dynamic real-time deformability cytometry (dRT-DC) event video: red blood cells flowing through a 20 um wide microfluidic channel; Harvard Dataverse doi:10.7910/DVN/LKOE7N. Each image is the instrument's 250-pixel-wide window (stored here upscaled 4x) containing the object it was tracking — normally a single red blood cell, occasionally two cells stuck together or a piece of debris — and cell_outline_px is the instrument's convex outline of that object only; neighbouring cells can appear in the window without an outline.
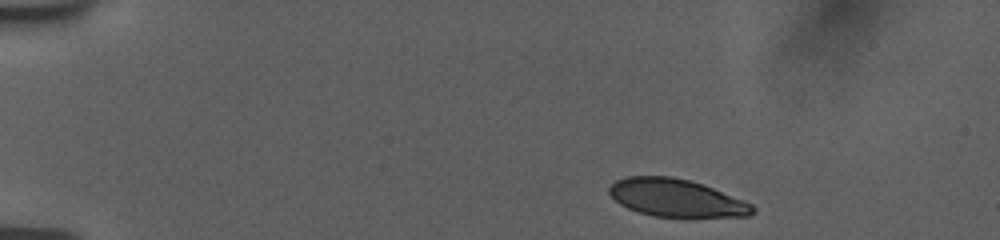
{"species": "human", "species_latin": "Homo sapiens", "temperature_condition": "room temperature", "stored_images_in_passage": 47, "camera_frame_rate_fps": 3000, "um_per_image_px": 0.085, "donor": {"sex": "female"}, "frame": {"image": 1, "passage_image": 1, "time_ms": 0.0, "image_size_px": [1000, 240], "cell_outline_px": [[756, 212], [748, 216], [656, 216], [640, 212], [628, 208], [620, 204], [608, 192], [608, 188], [616, 180], [628, 176], [672, 176], [688, 180], [712, 188], [744, 200], [752, 204], [756, 208]], "centroid_in_image_um": [57.48, 16.81], "position_along_channel_um": 27.5, "area_um2": 30.98}}
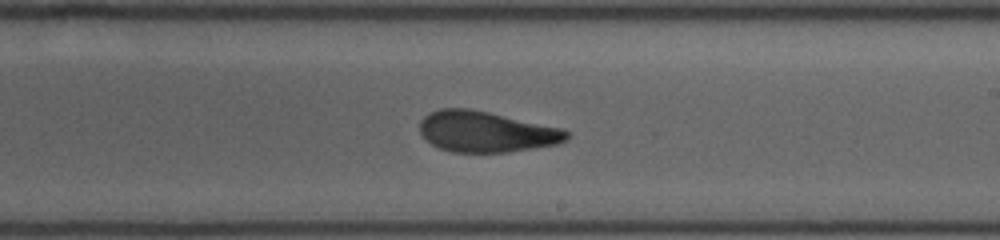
{"frame": {"image": 2, "passage_image": 26, "time_ms": 8.333, "image_size_px": [1000, 240], "cell_outline_px": [[568, 140], [556, 144], [508, 152], [452, 152], [440, 148], [432, 144], [420, 132], [420, 120], [424, 116], [440, 108], [468, 108], [488, 112], [564, 128], [568, 132]], "centroid_in_image_um": [41.33, 11.19], "position_along_channel_um": 247.7, "area_um2": 34.8}}
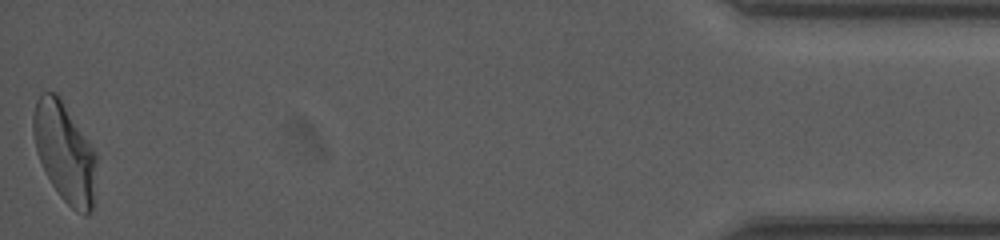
{"frame": {"image": 3, "passage_image": 47, "time_ms": 15.333, "image_size_px": [1000, 240], "cell_outline_px": [[96, 164], [92, 212], [84, 216], [76, 212], [60, 196], [52, 184], [36, 152], [32, 132], [32, 116], [36, 100], [44, 92], [56, 92], [60, 96], [96, 152]], "centroid_in_image_um": [5.49, 12.93], "position_along_channel_um": 429.7, "area_um2": 36.65}, "authors_computed_cell_mechanics": {"area_um2": 35.1424, "velocity_mm_per_s": 3.7685, "shape_relaxation_time_tau1_ms": 5.2668, "shape_relaxation_time_tau2_ms": 1.8083, "deformation_change_tau1": 0.1661, "deformation_change_tau2": 0.0896}}